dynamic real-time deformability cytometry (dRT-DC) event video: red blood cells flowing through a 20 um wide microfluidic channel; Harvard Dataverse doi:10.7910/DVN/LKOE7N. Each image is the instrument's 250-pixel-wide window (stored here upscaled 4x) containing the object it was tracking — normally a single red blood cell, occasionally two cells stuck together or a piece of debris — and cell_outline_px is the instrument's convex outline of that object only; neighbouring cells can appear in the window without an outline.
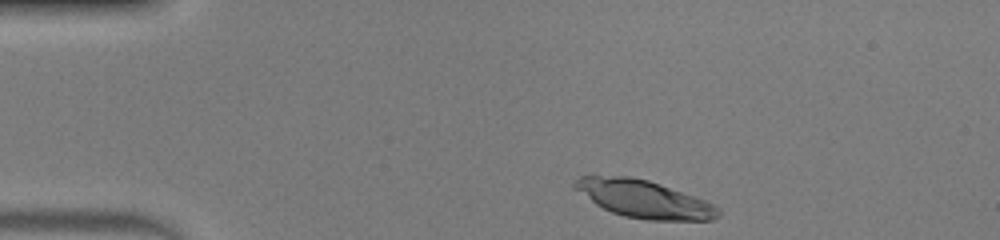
{"species": "human", "species_latin": "Homo sapiens", "temperature_condition": "warm", "stored_images_in_passage": 39, "camera_frame_rate_fps": 3000, "um_per_image_px": 0.085, "donor": {"sex": "male"}, "frame": {"image": 1, "passage_image": 1, "time_ms": 0.0, "image_size_px": [1000, 240], "cell_outline_px": [[720, 216], [712, 220], [648, 220], [624, 216], [612, 212], [596, 204], [572, 188], [572, 184], [580, 176], [628, 176], [648, 180], [660, 184], [704, 200], [720, 208]], "centroid_in_image_um": [54.72, 16.92], "position_along_channel_um": 30.3, "area_um2": 31.15}}
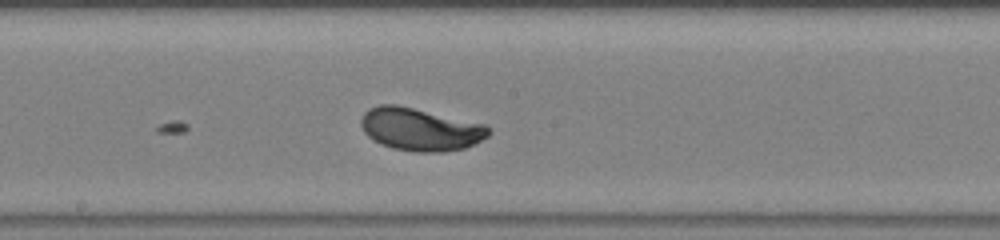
{"frame": {"image": 2, "passage_image": 19, "time_ms": 6.0, "image_size_px": [1000, 240], "cell_outline_px": [[492, 132], [488, 136], [464, 148], [444, 152], [416, 152], [392, 148], [380, 144], [368, 136], [364, 132], [360, 124], [360, 120], [364, 112], [368, 108], [380, 104], [396, 104], [488, 124], [492, 128]], "centroid_in_image_um": [35.74, 10.98], "position_along_channel_um": 212.5, "area_um2": 32.14}}
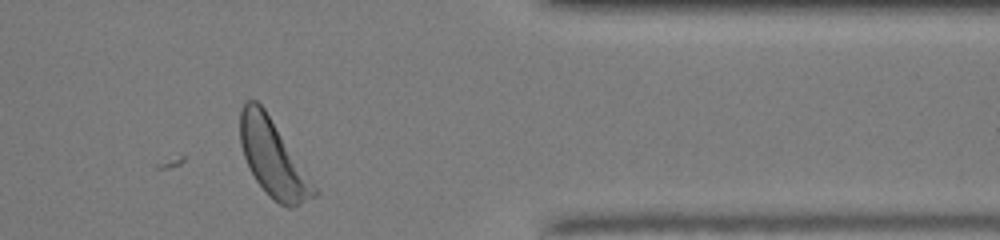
{"frame": {"image": 3, "passage_image": 33, "time_ms": 10.667, "image_size_px": [1000, 240], "cell_outline_px": [[320, 192], [316, 196], [292, 208], [288, 208], [280, 204], [256, 180], [244, 156], [240, 144], [240, 112], [244, 104], [248, 100], [256, 100], [264, 108]], "centroid_in_image_um": [23.22, 13.45], "position_along_channel_um": 388.2, "area_um2": 32.19}, "authors_computed_cell_mechanics": {"area_um2": 31.1542, "velocity_mm_per_s": 4.1278, "shape_relaxation_time_tau1_ms": 2.6842, "shape_relaxation_time_tau2_ms": null, "deformation_change_tau1": 0.1693, "deformation_change_tau2": null}}